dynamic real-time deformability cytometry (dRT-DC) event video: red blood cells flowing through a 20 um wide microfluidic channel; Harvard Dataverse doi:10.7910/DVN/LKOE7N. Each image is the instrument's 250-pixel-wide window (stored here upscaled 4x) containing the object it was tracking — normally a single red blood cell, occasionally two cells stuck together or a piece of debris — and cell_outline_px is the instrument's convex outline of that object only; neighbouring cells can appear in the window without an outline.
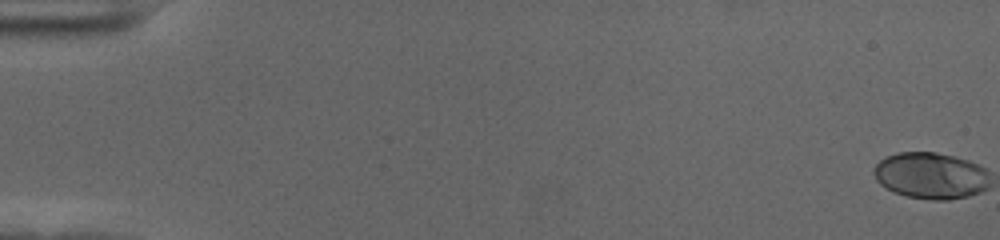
{"species": "human", "species_latin": "Homo sapiens", "temperature_condition": "cold", "stored_images_in_passage": 58, "camera_frame_rate_fps": 3000, "um_per_image_px": 0.085, "donor": {"sex": "female"}, "frame": {"image": 1, "passage_image": 1, "time_ms": 0.0, "image_size_px": [1000, 240], "cell_outline_px": [[980, 188], [964, 196], [912, 196], [896, 192], [888, 188], [876, 176], [876, 168], [888, 156], [904, 152], [932, 152], [948, 156], [972, 164], [976, 168]], "centroid_in_image_um": [78.87, 14.86], "position_along_channel_um": 6.1, "area_um2": 26.93}}
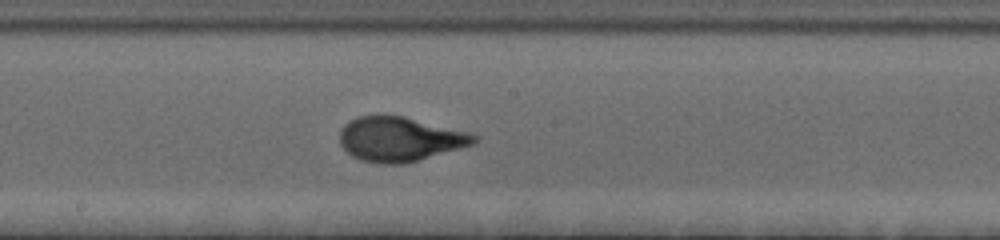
{"frame": {"image": 2, "passage_image": 33, "time_ms": 10.667, "image_size_px": [1000, 240], "cell_outline_px": [[472, 140], [468, 144], [412, 160], [368, 160], [356, 156], [344, 144], [344, 128], [348, 124], [364, 116], [396, 116], [472, 136]], "centroid_in_image_um": [33.89, 11.79], "position_along_channel_um": 214.3, "area_um2": 29.65}}
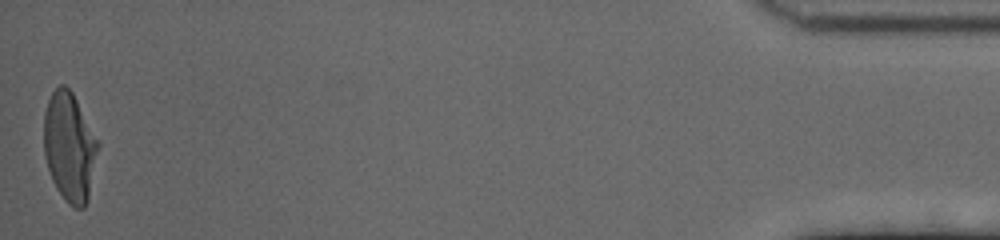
{"frame": {"image": 3, "passage_image": 58, "time_ms": 19.0, "image_size_px": [1000, 240], "cell_outline_px": [[96, 144], [88, 188], [84, 204], [80, 208], [76, 208], [60, 192], [52, 176], [48, 164], [44, 148], [44, 116], [52, 92], [56, 88], [68, 88], [72, 92]], "centroid_in_image_um": [5.82, 12.43], "position_along_channel_um": 429.4, "area_um2": 31.1}, "authors_computed_cell_mechanics": {"area_um2": 29.2468, "velocity_mm_per_s": 3.6048, "shape_relaxation_time_tau1_ms": 3.7863, "shape_relaxation_time_tau2_ms": null, "deformation_change_tau1": 0.1929, "deformation_change_tau2": null}}